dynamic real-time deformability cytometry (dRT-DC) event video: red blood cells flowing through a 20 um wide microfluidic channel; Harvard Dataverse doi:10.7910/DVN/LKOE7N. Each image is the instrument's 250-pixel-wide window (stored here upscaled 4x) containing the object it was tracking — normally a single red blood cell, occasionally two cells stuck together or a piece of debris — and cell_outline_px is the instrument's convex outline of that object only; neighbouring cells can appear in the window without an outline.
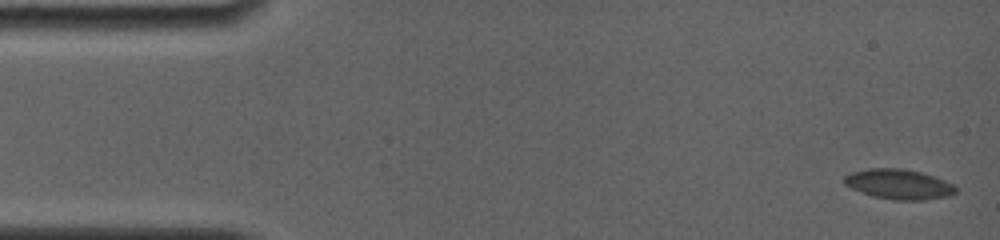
{"species": "common noctule bat (a hibernating species)", "species_latin": "Nyctalus noctula", "temperature_condition": "room temperature", "stored_images_in_passage": 39, "camera_frame_rate_fps": 4000, "um_per_image_px": 0.085, "animal": {"sex": "female", "body_mass_g": 19.0, "forearm_length_mm": 56.7}, "frame": {"image": 1, "passage_image": 1, "time_ms": 0.0, "image_size_px": [1000, 240], "cell_outline_px": [[956, 192], [948, 196], [924, 200], [892, 200], [872, 196], [852, 188], [844, 184], [844, 176], [852, 172], [868, 168], [904, 168], [920, 172], [944, 180], [952, 184], [956, 188]], "centroid_in_image_um": [76.38, 15.66], "position_along_channel_um": 8.6, "area_um2": 19.42}}
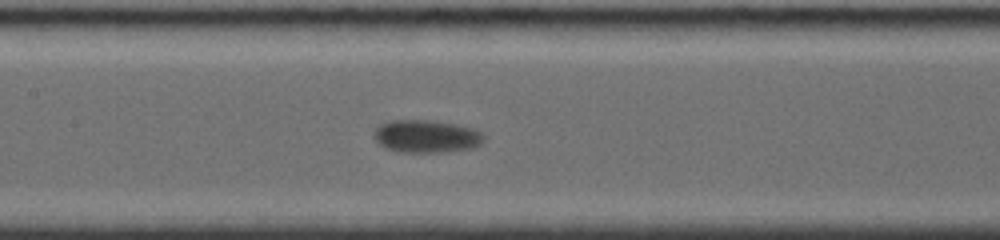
{"frame": {"image": 2, "passage_image": 17, "time_ms": 7.75, "image_size_px": [1000, 240], "cell_outline_px": [[484, 140], [480, 144], [472, 148], [444, 152], [400, 152], [384, 148], [376, 140], [376, 128], [380, 124], [392, 120], [424, 120], [456, 124], [472, 128], [480, 132], [484, 136]], "centroid_in_image_um": [36.25, 11.59], "position_along_channel_um": 171.2, "area_um2": 20.75}}
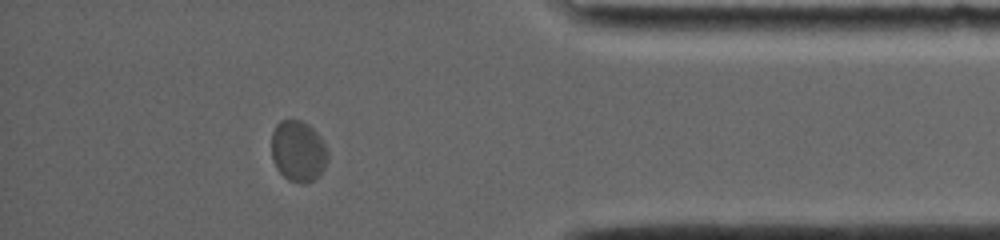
{"frame": {"image": 3, "passage_image": 34, "time_ms": 14.75, "image_size_px": [1000, 240], "cell_outline_px": [[328, 160], [324, 168], [308, 184], [300, 184], [288, 180], [276, 168], [272, 160], [272, 132], [276, 124], [280, 120], [300, 120], [308, 124], [324, 140], [328, 152]], "centroid_in_image_um": [25.35, 12.85], "position_along_channel_um": 409.9, "area_um2": 20.23}, "authors_computed_cell_mechanics": {"area_um2": 19.941, "velocity_mm_per_s": 3.656, "shape_relaxation_time_tau1_ms": 1.9878, "shape_relaxation_time_tau2_ms": null, "deformation_change_tau1": 0.0634, "deformation_change_tau2": null}}